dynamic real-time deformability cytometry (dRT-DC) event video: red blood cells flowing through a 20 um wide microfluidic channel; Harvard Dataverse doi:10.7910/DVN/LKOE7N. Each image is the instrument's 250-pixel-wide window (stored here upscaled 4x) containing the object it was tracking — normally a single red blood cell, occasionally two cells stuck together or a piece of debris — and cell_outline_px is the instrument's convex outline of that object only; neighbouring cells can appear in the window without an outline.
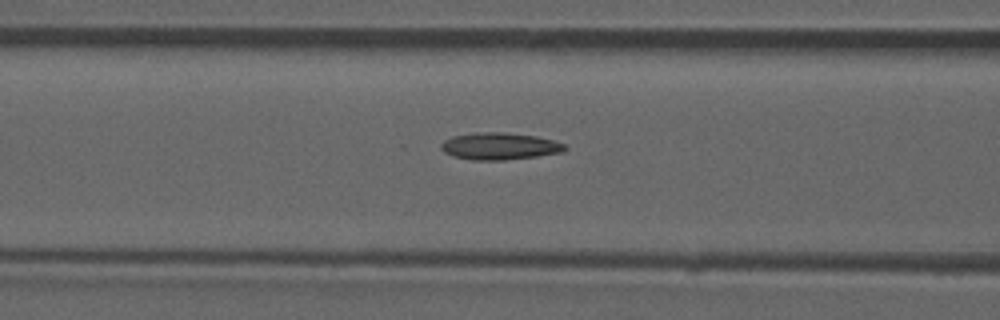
{"species": "common noctule bat (a hibernating species)", "species_latin": "Nyctalus noctula", "temperature_condition": "room temperature", "stored_images_in_passage": 6, "camera_frame_rate_fps": 3000, "um_per_image_px": 0.085, "animal": {"sex": "male", "forearm_length_mm": 52.5}, "frame": {"image": 1, "passage_image": 6, "time_ms": 6.667, "image_size_px": [1000, 320], "cell_outline_px": [[568, 148], [564, 152], [536, 156], [504, 160], [472, 160], [452, 156], [444, 152], [440, 148], [440, 144], [444, 140], [452, 136], [476, 132], [508, 132], [536, 136], [552, 140], [564, 144]], "centroid_in_image_um": [42.44, 12.42], "position_along_channel_um": 124.2, "area_um2": 19.65}}